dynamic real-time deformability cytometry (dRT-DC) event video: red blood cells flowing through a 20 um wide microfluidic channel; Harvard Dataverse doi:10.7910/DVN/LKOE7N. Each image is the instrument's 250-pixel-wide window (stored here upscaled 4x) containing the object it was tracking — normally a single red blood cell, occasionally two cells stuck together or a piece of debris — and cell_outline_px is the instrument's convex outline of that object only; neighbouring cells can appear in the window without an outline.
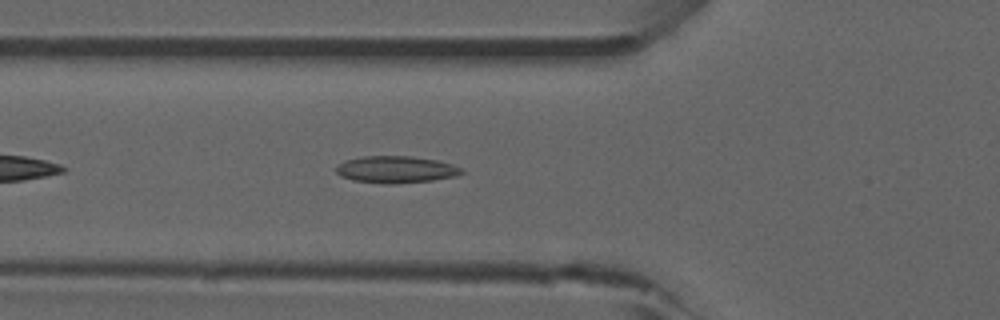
{"species": "common noctule bat (a hibernating species)", "species_latin": "Nyctalus noctula", "temperature_condition": "room temperature", "stored_images_in_passage": 35, "camera_frame_rate_fps": 3000, "um_per_image_px": 0.085, "animal": {"sex": "male", "forearm_length_mm": 52.5}, "frame": {"image": 1, "passage_image": 6, "time_ms": 1.667, "image_size_px": [1000, 320], "cell_outline_px": [[464, 172], [456, 176], [432, 180], [396, 184], [384, 184], [352, 180], [340, 176], [336, 172], [336, 168], [340, 164], [348, 160], [364, 156], [412, 156], [436, 160], [452, 164], [460, 168]], "centroid_in_image_um": [33.66, 14.42], "position_along_channel_um": 92.1, "area_um2": 19.59}, "authors_computed_cell_mechanics": {"area_um2": 18.0914, "velocity_mm_per_s": 3.8973, "shape_relaxation_time_tau1_ms": null, "shape_relaxation_time_tau2_ms": 3.4927, "deformation_change_tau1": null, "deformation_change_tau2": 0.1058}}